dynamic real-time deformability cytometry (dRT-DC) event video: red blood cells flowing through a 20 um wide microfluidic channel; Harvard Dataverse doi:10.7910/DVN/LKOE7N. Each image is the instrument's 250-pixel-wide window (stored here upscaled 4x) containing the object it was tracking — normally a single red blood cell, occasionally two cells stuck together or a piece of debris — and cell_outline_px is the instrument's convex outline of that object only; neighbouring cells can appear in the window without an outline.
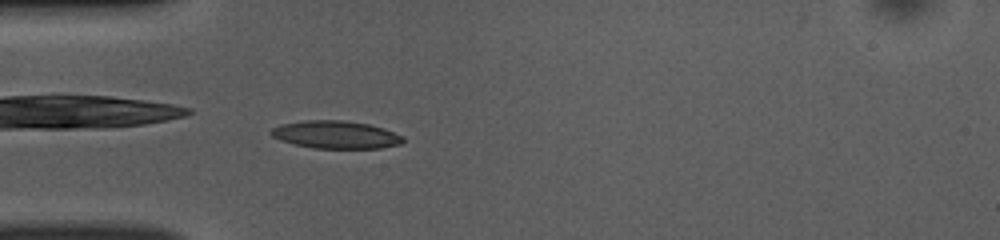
{"species": "common noctule bat (a hibernating species)", "species_latin": "Nyctalus noctula", "temperature_condition": "room temperature", "stored_images_in_passage": 50, "camera_frame_rate_fps": 3000, "um_per_image_px": 0.085, "animal": {"sex": "female", "body_mass_g": 10.0, "forearm_length_mm": 53.1}, "frame": {"image": 1, "passage_image": 14, "time_ms": 4.333, "image_size_px": [1000, 240], "cell_outline_px": [[404, 140], [400, 144], [380, 148], [316, 148], [296, 144], [280, 140], [272, 136], [268, 132], [272, 128], [280, 124], [304, 120], [344, 120], [368, 124], [384, 128], [404, 136]], "centroid_in_image_um": [28.54, 11.44], "position_along_channel_um": 56.5, "area_um2": 21.33}}
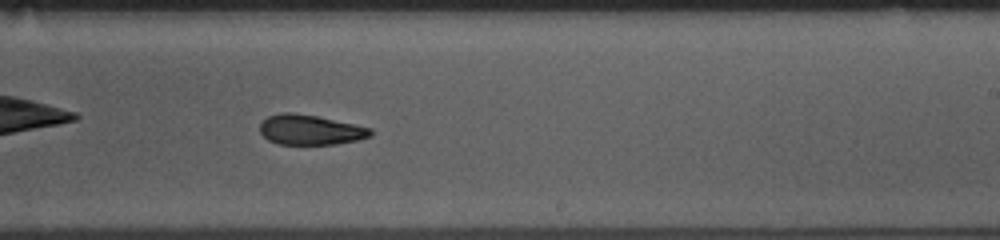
{"frame": {"image": 2, "passage_image": 30, "time_ms": 9.667, "image_size_px": [1000, 240], "cell_outline_px": [[372, 136], [356, 140], [336, 144], [276, 144], [268, 140], [260, 132], [260, 124], [268, 116], [280, 112], [292, 112], [316, 116], [372, 128]], "centroid_in_image_um": [26.35, 11.03], "position_along_channel_um": 262.6, "area_um2": 19.31}}
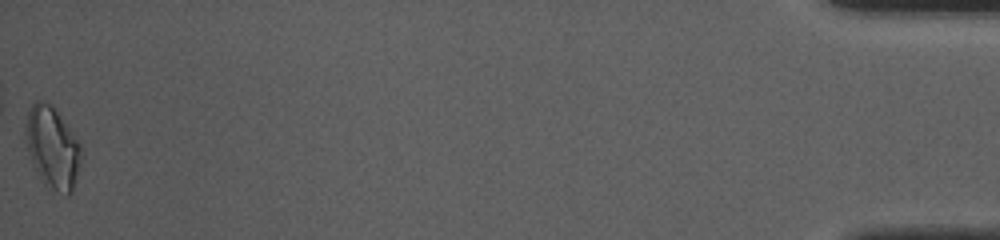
{"frame": {"image": 3, "passage_image": 50, "time_ms": 16.333, "image_size_px": [1000, 240], "cell_outline_px": [[80, 164], [72, 192], [68, 196], [64, 196], [48, 192], [32, 164], [28, 152], [24, 136], [24, 124], [28, 112], [32, 104], [36, 100], [44, 100], [52, 104], [72, 132], [80, 144]], "centroid_in_image_um": [4.42, 12.59], "position_along_channel_um": 430.8, "area_um2": 27.11}, "authors_computed_cell_mechanics": {"area_um2": 20.1433, "velocity_mm_per_s": 3.9505, "shape_relaxation_time_tau1_ms": 4.4897, "shape_relaxation_time_tau2_ms": 3.678, "deformation_change_tau1": 0.1656, "deformation_change_tau2": 0.1165}}